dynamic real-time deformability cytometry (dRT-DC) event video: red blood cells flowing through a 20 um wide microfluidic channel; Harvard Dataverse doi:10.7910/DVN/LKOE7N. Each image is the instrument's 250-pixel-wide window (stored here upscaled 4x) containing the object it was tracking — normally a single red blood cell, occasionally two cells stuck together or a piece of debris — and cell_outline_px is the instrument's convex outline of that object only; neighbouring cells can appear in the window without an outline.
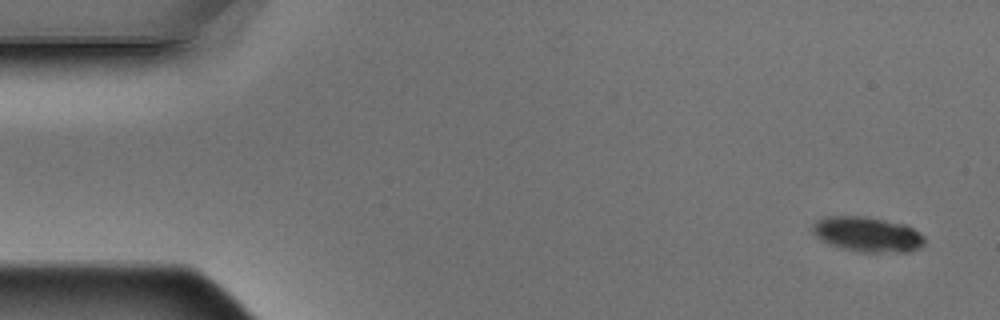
{"species": "Egyptian fruit bat (a non-hibernating species)", "species_latin": "Rousettus aegyptiacus", "temperature_condition": "warm", "stored_images_in_passage": 6, "camera_frame_rate_fps": 3000, "um_per_image_px": 0.085, "animal": {"sex": "male"}, "frame": {"image": 1, "passage_image": 1, "time_ms": 0.0, "image_size_px": [1000, 320], "cell_outline_px": [[924, 248], [908, 252], [860, 252], [840, 248], [828, 244], [820, 240], [812, 232], [812, 224], [816, 220], [824, 216], [868, 216], [904, 224], [920, 232], [924, 236]], "centroid_in_image_um": [73.73, 19.92], "position_along_channel_um": 11.3, "area_um2": 23.35}}
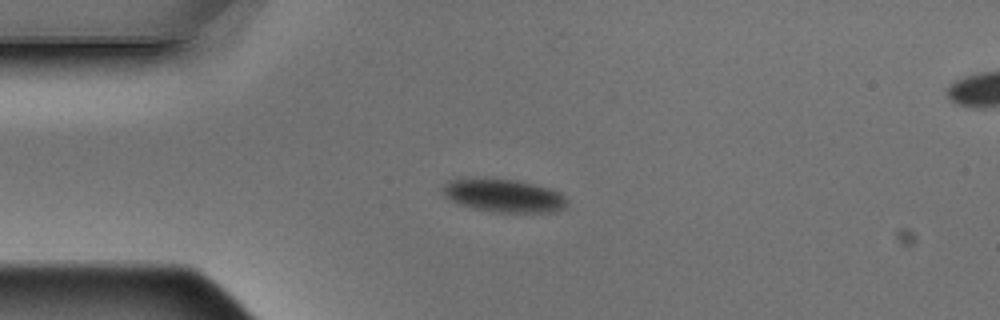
{"frame": {"image": 2, "passage_image": 4, "time_ms": 1.0, "image_size_px": [1000, 320], "cell_outline_px": [[568, 200], [564, 208], [556, 212], [492, 212], [472, 208], [460, 204], [444, 196], [440, 192], [440, 188], [448, 180], [464, 176], [516, 180], [548, 188], [560, 192]], "centroid_in_image_um": [42.73, 16.6], "position_along_channel_um": 42.3, "area_um2": 24.57}}
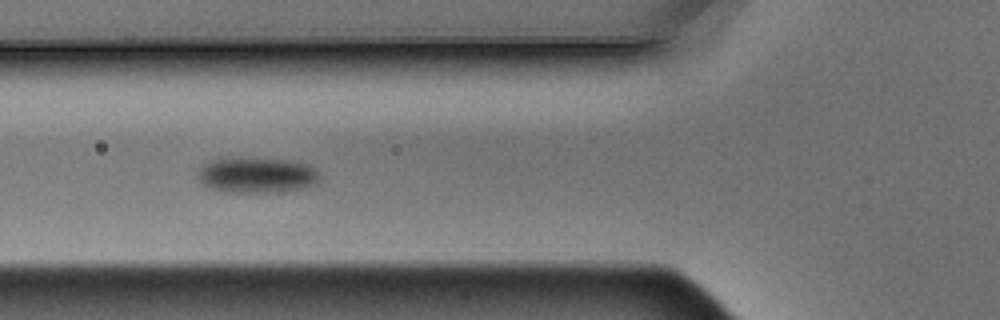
{"frame": {"image": 3, "passage_image": 6, "time_ms": 1.667, "image_size_px": [1000, 320], "cell_outline_px": [[320, 180], [316, 184], [284, 192], [224, 192], [212, 188], [204, 184], [196, 176], [196, 172], [200, 164], [208, 160], [296, 160], [308, 164], [316, 168], [320, 172]], "centroid_in_image_um": [21.86, 14.91], "position_along_channel_um": 103.9, "area_um2": 25.09}}